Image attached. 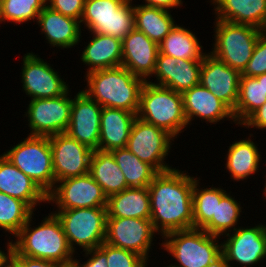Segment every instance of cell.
Listing matches in <instances>:
<instances>
[{
    "label": "cell",
    "mask_w": 266,
    "mask_h": 267,
    "mask_svg": "<svg viewBox=\"0 0 266 267\" xmlns=\"http://www.w3.org/2000/svg\"><path fill=\"white\" fill-rule=\"evenodd\" d=\"M31 215L20 229L13 241V249L19 254L30 258L43 259L59 265L73 262V251L57 216L51 212L43 218L38 227L31 228Z\"/></svg>",
    "instance_id": "obj_3"
},
{
    "label": "cell",
    "mask_w": 266,
    "mask_h": 267,
    "mask_svg": "<svg viewBox=\"0 0 266 267\" xmlns=\"http://www.w3.org/2000/svg\"><path fill=\"white\" fill-rule=\"evenodd\" d=\"M80 23L91 33L121 41L135 28L132 0H85Z\"/></svg>",
    "instance_id": "obj_8"
},
{
    "label": "cell",
    "mask_w": 266,
    "mask_h": 267,
    "mask_svg": "<svg viewBox=\"0 0 266 267\" xmlns=\"http://www.w3.org/2000/svg\"><path fill=\"white\" fill-rule=\"evenodd\" d=\"M10 242L7 243V252L2 251L0 249V267H2L5 263H7L10 258L13 251V240H9Z\"/></svg>",
    "instance_id": "obj_45"
},
{
    "label": "cell",
    "mask_w": 266,
    "mask_h": 267,
    "mask_svg": "<svg viewBox=\"0 0 266 267\" xmlns=\"http://www.w3.org/2000/svg\"><path fill=\"white\" fill-rule=\"evenodd\" d=\"M196 179L173 168L159 172L148 185L150 220L161 238L172 231L194 228L192 198Z\"/></svg>",
    "instance_id": "obj_1"
},
{
    "label": "cell",
    "mask_w": 266,
    "mask_h": 267,
    "mask_svg": "<svg viewBox=\"0 0 266 267\" xmlns=\"http://www.w3.org/2000/svg\"><path fill=\"white\" fill-rule=\"evenodd\" d=\"M242 126L266 130V103L253 112L242 124Z\"/></svg>",
    "instance_id": "obj_43"
},
{
    "label": "cell",
    "mask_w": 266,
    "mask_h": 267,
    "mask_svg": "<svg viewBox=\"0 0 266 267\" xmlns=\"http://www.w3.org/2000/svg\"><path fill=\"white\" fill-rule=\"evenodd\" d=\"M234 197L226 194L221 200H217L216 218H212L202 230L211 235L224 236L236 229L239 221L242 207Z\"/></svg>",
    "instance_id": "obj_36"
},
{
    "label": "cell",
    "mask_w": 266,
    "mask_h": 267,
    "mask_svg": "<svg viewBox=\"0 0 266 267\" xmlns=\"http://www.w3.org/2000/svg\"><path fill=\"white\" fill-rule=\"evenodd\" d=\"M158 234L150 219L107 217L105 243L132 251L146 260Z\"/></svg>",
    "instance_id": "obj_14"
},
{
    "label": "cell",
    "mask_w": 266,
    "mask_h": 267,
    "mask_svg": "<svg viewBox=\"0 0 266 267\" xmlns=\"http://www.w3.org/2000/svg\"><path fill=\"white\" fill-rule=\"evenodd\" d=\"M12 146L4 156L48 194L55 186L48 136H31Z\"/></svg>",
    "instance_id": "obj_7"
},
{
    "label": "cell",
    "mask_w": 266,
    "mask_h": 267,
    "mask_svg": "<svg viewBox=\"0 0 266 267\" xmlns=\"http://www.w3.org/2000/svg\"><path fill=\"white\" fill-rule=\"evenodd\" d=\"M33 212L26 202L0 192V229L15 237Z\"/></svg>",
    "instance_id": "obj_35"
},
{
    "label": "cell",
    "mask_w": 266,
    "mask_h": 267,
    "mask_svg": "<svg viewBox=\"0 0 266 267\" xmlns=\"http://www.w3.org/2000/svg\"><path fill=\"white\" fill-rule=\"evenodd\" d=\"M163 237V249L178 262L172 266L222 267V244L218 240L221 237L199 228L172 231Z\"/></svg>",
    "instance_id": "obj_4"
},
{
    "label": "cell",
    "mask_w": 266,
    "mask_h": 267,
    "mask_svg": "<svg viewBox=\"0 0 266 267\" xmlns=\"http://www.w3.org/2000/svg\"><path fill=\"white\" fill-rule=\"evenodd\" d=\"M142 256L122 248L107 244V267H146Z\"/></svg>",
    "instance_id": "obj_38"
},
{
    "label": "cell",
    "mask_w": 266,
    "mask_h": 267,
    "mask_svg": "<svg viewBox=\"0 0 266 267\" xmlns=\"http://www.w3.org/2000/svg\"><path fill=\"white\" fill-rule=\"evenodd\" d=\"M69 92L46 99H31L27 107L31 136H52L66 132L71 116L72 101Z\"/></svg>",
    "instance_id": "obj_11"
},
{
    "label": "cell",
    "mask_w": 266,
    "mask_h": 267,
    "mask_svg": "<svg viewBox=\"0 0 266 267\" xmlns=\"http://www.w3.org/2000/svg\"><path fill=\"white\" fill-rule=\"evenodd\" d=\"M225 235L226 241L221 242L222 267H233L231 264L234 262L246 267L266 259L265 224L248 228L238 226L232 234L230 232Z\"/></svg>",
    "instance_id": "obj_13"
},
{
    "label": "cell",
    "mask_w": 266,
    "mask_h": 267,
    "mask_svg": "<svg viewBox=\"0 0 266 267\" xmlns=\"http://www.w3.org/2000/svg\"><path fill=\"white\" fill-rule=\"evenodd\" d=\"M215 21V42L210 53L231 68L242 72L252 57L262 30L251 25L234 24L219 19Z\"/></svg>",
    "instance_id": "obj_9"
},
{
    "label": "cell",
    "mask_w": 266,
    "mask_h": 267,
    "mask_svg": "<svg viewBox=\"0 0 266 267\" xmlns=\"http://www.w3.org/2000/svg\"><path fill=\"white\" fill-rule=\"evenodd\" d=\"M2 267H15L14 262L10 259L7 263H5Z\"/></svg>",
    "instance_id": "obj_47"
},
{
    "label": "cell",
    "mask_w": 266,
    "mask_h": 267,
    "mask_svg": "<svg viewBox=\"0 0 266 267\" xmlns=\"http://www.w3.org/2000/svg\"><path fill=\"white\" fill-rule=\"evenodd\" d=\"M37 23L47 42L53 47L73 48L82 37L79 20L64 16L47 5L39 13Z\"/></svg>",
    "instance_id": "obj_23"
},
{
    "label": "cell",
    "mask_w": 266,
    "mask_h": 267,
    "mask_svg": "<svg viewBox=\"0 0 266 267\" xmlns=\"http://www.w3.org/2000/svg\"><path fill=\"white\" fill-rule=\"evenodd\" d=\"M136 114L122 109L102 107L99 150L125 148Z\"/></svg>",
    "instance_id": "obj_25"
},
{
    "label": "cell",
    "mask_w": 266,
    "mask_h": 267,
    "mask_svg": "<svg viewBox=\"0 0 266 267\" xmlns=\"http://www.w3.org/2000/svg\"><path fill=\"white\" fill-rule=\"evenodd\" d=\"M59 267H76V265L74 264V262H72L69 264L59 265Z\"/></svg>",
    "instance_id": "obj_48"
},
{
    "label": "cell",
    "mask_w": 266,
    "mask_h": 267,
    "mask_svg": "<svg viewBox=\"0 0 266 267\" xmlns=\"http://www.w3.org/2000/svg\"><path fill=\"white\" fill-rule=\"evenodd\" d=\"M46 6V0H0V23L24 22L38 19L39 13Z\"/></svg>",
    "instance_id": "obj_37"
},
{
    "label": "cell",
    "mask_w": 266,
    "mask_h": 267,
    "mask_svg": "<svg viewBox=\"0 0 266 267\" xmlns=\"http://www.w3.org/2000/svg\"><path fill=\"white\" fill-rule=\"evenodd\" d=\"M107 199L101 186L89 173L58 181L47 194V203H55L57 210L107 207Z\"/></svg>",
    "instance_id": "obj_12"
},
{
    "label": "cell",
    "mask_w": 266,
    "mask_h": 267,
    "mask_svg": "<svg viewBox=\"0 0 266 267\" xmlns=\"http://www.w3.org/2000/svg\"><path fill=\"white\" fill-rule=\"evenodd\" d=\"M107 217L150 219L151 206L148 186L128 187L107 199Z\"/></svg>",
    "instance_id": "obj_27"
},
{
    "label": "cell",
    "mask_w": 266,
    "mask_h": 267,
    "mask_svg": "<svg viewBox=\"0 0 266 267\" xmlns=\"http://www.w3.org/2000/svg\"><path fill=\"white\" fill-rule=\"evenodd\" d=\"M241 72L231 68L208 52L202 60L200 84L235 110L240 84Z\"/></svg>",
    "instance_id": "obj_18"
},
{
    "label": "cell",
    "mask_w": 266,
    "mask_h": 267,
    "mask_svg": "<svg viewBox=\"0 0 266 267\" xmlns=\"http://www.w3.org/2000/svg\"><path fill=\"white\" fill-rule=\"evenodd\" d=\"M0 192L26 202L33 210L47 202V194L30 177L0 155Z\"/></svg>",
    "instance_id": "obj_22"
},
{
    "label": "cell",
    "mask_w": 266,
    "mask_h": 267,
    "mask_svg": "<svg viewBox=\"0 0 266 267\" xmlns=\"http://www.w3.org/2000/svg\"><path fill=\"white\" fill-rule=\"evenodd\" d=\"M266 103L263 79L241 76L238 101L233 111L235 125H241L253 112Z\"/></svg>",
    "instance_id": "obj_33"
},
{
    "label": "cell",
    "mask_w": 266,
    "mask_h": 267,
    "mask_svg": "<svg viewBox=\"0 0 266 267\" xmlns=\"http://www.w3.org/2000/svg\"><path fill=\"white\" fill-rule=\"evenodd\" d=\"M198 178L193 186V219L194 228L202 229L212 218H216L217 200H221L226 194V190L220 187L199 188Z\"/></svg>",
    "instance_id": "obj_34"
},
{
    "label": "cell",
    "mask_w": 266,
    "mask_h": 267,
    "mask_svg": "<svg viewBox=\"0 0 266 267\" xmlns=\"http://www.w3.org/2000/svg\"><path fill=\"white\" fill-rule=\"evenodd\" d=\"M136 116L177 138L187 127L182 94L148 81L142 86Z\"/></svg>",
    "instance_id": "obj_5"
},
{
    "label": "cell",
    "mask_w": 266,
    "mask_h": 267,
    "mask_svg": "<svg viewBox=\"0 0 266 267\" xmlns=\"http://www.w3.org/2000/svg\"><path fill=\"white\" fill-rule=\"evenodd\" d=\"M116 163L122 170L129 187H147L159 173L150 164L141 161L136 155L125 148H117L110 151Z\"/></svg>",
    "instance_id": "obj_32"
},
{
    "label": "cell",
    "mask_w": 266,
    "mask_h": 267,
    "mask_svg": "<svg viewBox=\"0 0 266 267\" xmlns=\"http://www.w3.org/2000/svg\"><path fill=\"white\" fill-rule=\"evenodd\" d=\"M21 72L22 88L31 99L55 98L69 90L59 73L33 52L24 55Z\"/></svg>",
    "instance_id": "obj_16"
},
{
    "label": "cell",
    "mask_w": 266,
    "mask_h": 267,
    "mask_svg": "<svg viewBox=\"0 0 266 267\" xmlns=\"http://www.w3.org/2000/svg\"><path fill=\"white\" fill-rule=\"evenodd\" d=\"M89 174L101 186L107 197L129 187L110 151L94 150L92 152Z\"/></svg>",
    "instance_id": "obj_28"
},
{
    "label": "cell",
    "mask_w": 266,
    "mask_h": 267,
    "mask_svg": "<svg viewBox=\"0 0 266 267\" xmlns=\"http://www.w3.org/2000/svg\"><path fill=\"white\" fill-rule=\"evenodd\" d=\"M101 110L102 106L79 91L72 101L70 122L65 133L91 150H99Z\"/></svg>",
    "instance_id": "obj_17"
},
{
    "label": "cell",
    "mask_w": 266,
    "mask_h": 267,
    "mask_svg": "<svg viewBox=\"0 0 266 267\" xmlns=\"http://www.w3.org/2000/svg\"><path fill=\"white\" fill-rule=\"evenodd\" d=\"M255 78L256 79H263V88H264V91H265V94H266V73L262 74V75H259V76H256Z\"/></svg>",
    "instance_id": "obj_46"
},
{
    "label": "cell",
    "mask_w": 266,
    "mask_h": 267,
    "mask_svg": "<svg viewBox=\"0 0 266 267\" xmlns=\"http://www.w3.org/2000/svg\"><path fill=\"white\" fill-rule=\"evenodd\" d=\"M49 143L56 182L89 173L93 150L65 132L49 136Z\"/></svg>",
    "instance_id": "obj_15"
},
{
    "label": "cell",
    "mask_w": 266,
    "mask_h": 267,
    "mask_svg": "<svg viewBox=\"0 0 266 267\" xmlns=\"http://www.w3.org/2000/svg\"><path fill=\"white\" fill-rule=\"evenodd\" d=\"M85 255L90 257L83 264L74 258L76 267H107V243L104 242L99 248L85 251Z\"/></svg>",
    "instance_id": "obj_41"
},
{
    "label": "cell",
    "mask_w": 266,
    "mask_h": 267,
    "mask_svg": "<svg viewBox=\"0 0 266 267\" xmlns=\"http://www.w3.org/2000/svg\"><path fill=\"white\" fill-rule=\"evenodd\" d=\"M174 137L165 130L136 117L129 134L127 148L141 161L153 166L158 172L173 169L167 165L166 156L171 150Z\"/></svg>",
    "instance_id": "obj_10"
},
{
    "label": "cell",
    "mask_w": 266,
    "mask_h": 267,
    "mask_svg": "<svg viewBox=\"0 0 266 267\" xmlns=\"http://www.w3.org/2000/svg\"><path fill=\"white\" fill-rule=\"evenodd\" d=\"M92 40L83 48L81 61L89 66L87 72L120 67L122 63V41L110 35L91 33Z\"/></svg>",
    "instance_id": "obj_26"
},
{
    "label": "cell",
    "mask_w": 266,
    "mask_h": 267,
    "mask_svg": "<svg viewBox=\"0 0 266 267\" xmlns=\"http://www.w3.org/2000/svg\"><path fill=\"white\" fill-rule=\"evenodd\" d=\"M85 92L102 107L126 110L137 114L140 93L145 81L123 66L100 69L86 74Z\"/></svg>",
    "instance_id": "obj_2"
},
{
    "label": "cell",
    "mask_w": 266,
    "mask_h": 267,
    "mask_svg": "<svg viewBox=\"0 0 266 267\" xmlns=\"http://www.w3.org/2000/svg\"><path fill=\"white\" fill-rule=\"evenodd\" d=\"M56 211L53 213L59 219L74 255L77 245L85 252L99 248L105 242L107 207Z\"/></svg>",
    "instance_id": "obj_6"
},
{
    "label": "cell",
    "mask_w": 266,
    "mask_h": 267,
    "mask_svg": "<svg viewBox=\"0 0 266 267\" xmlns=\"http://www.w3.org/2000/svg\"><path fill=\"white\" fill-rule=\"evenodd\" d=\"M170 12L159 7L134 4L135 29L159 44L176 25Z\"/></svg>",
    "instance_id": "obj_30"
},
{
    "label": "cell",
    "mask_w": 266,
    "mask_h": 267,
    "mask_svg": "<svg viewBox=\"0 0 266 267\" xmlns=\"http://www.w3.org/2000/svg\"><path fill=\"white\" fill-rule=\"evenodd\" d=\"M262 190H264V196H265V198H266V181H265V187H264V189H262Z\"/></svg>",
    "instance_id": "obj_49"
},
{
    "label": "cell",
    "mask_w": 266,
    "mask_h": 267,
    "mask_svg": "<svg viewBox=\"0 0 266 267\" xmlns=\"http://www.w3.org/2000/svg\"><path fill=\"white\" fill-rule=\"evenodd\" d=\"M122 47L121 66L144 81L153 77L159 53L158 43L134 28L122 40Z\"/></svg>",
    "instance_id": "obj_20"
},
{
    "label": "cell",
    "mask_w": 266,
    "mask_h": 267,
    "mask_svg": "<svg viewBox=\"0 0 266 267\" xmlns=\"http://www.w3.org/2000/svg\"><path fill=\"white\" fill-rule=\"evenodd\" d=\"M159 52L185 60H203L207 54L203 53V46L195 33L177 24L159 43Z\"/></svg>",
    "instance_id": "obj_31"
},
{
    "label": "cell",
    "mask_w": 266,
    "mask_h": 267,
    "mask_svg": "<svg viewBox=\"0 0 266 267\" xmlns=\"http://www.w3.org/2000/svg\"><path fill=\"white\" fill-rule=\"evenodd\" d=\"M266 73V32L261 31V34L254 47L252 57L247 63L241 76L256 77Z\"/></svg>",
    "instance_id": "obj_39"
},
{
    "label": "cell",
    "mask_w": 266,
    "mask_h": 267,
    "mask_svg": "<svg viewBox=\"0 0 266 267\" xmlns=\"http://www.w3.org/2000/svg\"><path fill=\"white\" fill-rule=\"evenodd\" d=\"M202 60L175 59L158 53L155 71L157 83L147 81L164 87H168L177 93H183L193 86L200 84V70Z\"/></svg>",
    "instance_id": "obj_19"
},
{
    "label": "cell",
    "mask_w": 266,
    "mask_h": 267,
    "mask_svg": "<svg viewBox=\"0 0 266 267\" xmlns=\"http://www.w3.org/2000/svg\"><path fill=\"white\" fill-rule=\"evenodd\" d=\"M146 4H142L150 7H159L166 10L173 9L174 7L182 6V0H144Z\"/></svg>",
    "instance_id": "obj_44"
},
{
    "label": "cell",
    "mask_w": 266,
    "mask_h": 267,
    "mask_svg": "<svg viewBox=\"0 0 266 267\" xmlns=\"http://www.w3.org/2000/svg\"><path fill=\"white\" fill-rule=\"evenodd\" d=\"M215 19L251 25L260 30L266 26V0H211ZM217 5V6H216Z\"/></svg>",
    "instance_id": "obj_24"
},
{
    "label": "cell",
    "mask_w": 266,
    "mask_h": 267,
    "mask_svg": "<svg viewBox=\"0 0 266 267\" xmlns=\"http://www.w3.org/2000/svg\"><path fill=\"white\" fill-rule=\"evenodd\" d=\"M10 259L14 262L15 267H59L58 263L52 261L19 255L14 249Z\"/></svg>",
    "instance_id": "obj_42"
},
{
    "label": "cell",
    "mask_w": 266,
    "mask_h": 267,
    "mask_svg": "<svg viewBox=\"0 0 266 267\" xmlns=\"http://www.w3.org/2000/svg\"><path fill=\"white\" fill-rule=\"evenodd\" d=\"M84 2L85 0H46V5L64 16L80 21L84 11Z\"/></svg>",
    "instance_id": "obj_40"
},
{
    "label": "cell",
    "mask_w": 266,
    "mask_h": 267,
    "mask_svg": "<svg viewBox=\"0 0 266 267\" xmlns=\"http://www.w3.org/2000/svg\"><path fill=\"white\" fill-rule=\"evenodd\" d=\"M225 168L235 181H244L259 170L261 154L250 138L235 141L229 146Z\"/></svg>",
    "instance_id": "obj_29"
},
{
    "label": "cell",
    "mask_w": 266,
    "mask_h": 267,
    "mask_svg": "<svg viewBox=\"0 0 266 267\" xmlns=\"http://www.w3.org/2000/svg\"><path fill=\"white\" fill-rule=\"evenodd\" d=\"M183 107L188 125L196 118L216 124L224 118L233 120V111L201 84L182 93ZM190 122V123H189Z\"/></svg>",
    "instance_id": "obj_21"
}]
</instances>
